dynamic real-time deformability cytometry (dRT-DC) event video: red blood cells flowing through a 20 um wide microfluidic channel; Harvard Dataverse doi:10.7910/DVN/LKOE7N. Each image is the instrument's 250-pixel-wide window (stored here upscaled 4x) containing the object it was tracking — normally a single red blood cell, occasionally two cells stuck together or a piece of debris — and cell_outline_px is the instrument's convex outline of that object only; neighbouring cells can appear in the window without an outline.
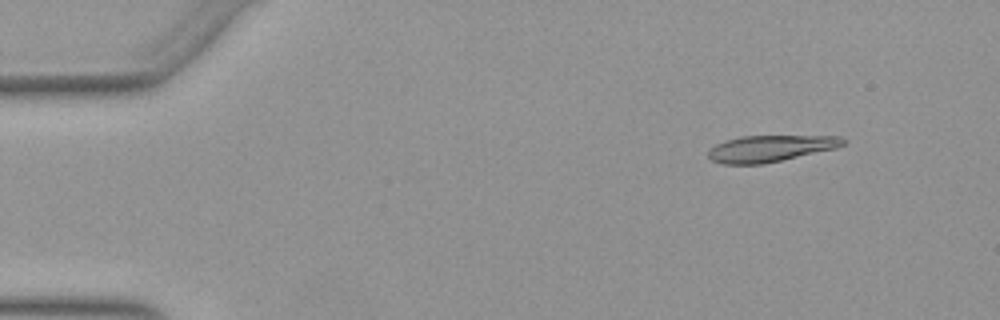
{"species": "Egyptian fruit bat (a non-hibernating species)", "species_latin": "Rousettus aegyptiacus", "temperature_condition": "warm", "stored_images_in_passage": 51, "camera_frame_rate_fps": 3000, "um_per_image_px": 0.085, "animal": {"sex": "female"}, "frame": {"image": 1, "passage_image": 5, "time_ms": 1.333, "image_size_px": [1000, 320], "cell_outline_px": [[848, 140], [844, 144], [836, 148], [780, 160], [760, 164], [724, 164], [712, 160], [708, 156], [708, 148], [724, 140], [740, 136], [840, 136]], "centroid_in_image_um": [65.45, 12.6], "position_along_channel_um": 19.6, "area_um2": 20.69}}
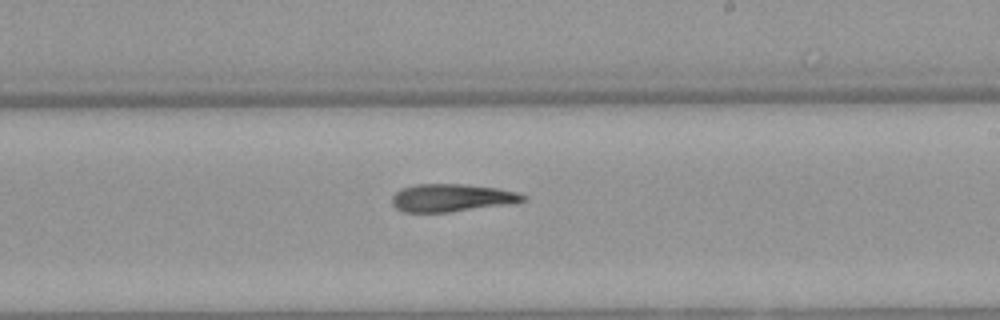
{"frame": {"image": 2, "passage_image": 30, "time_ms": 9.667, "image_size_px": [1000, 320], "cell_outline_px": [[528, 196], [524, 200], [500, 204], [448, 212], [404, 212], [396, 208], [392, 204], [392, 196], [400, 188], [416, 184], [464, 184], [496, 188], [516, 192]], "centroid_in_image_um": [38.29, 16.8], "position_along_channel_um": 250.7, "area_um2": 20.69}}
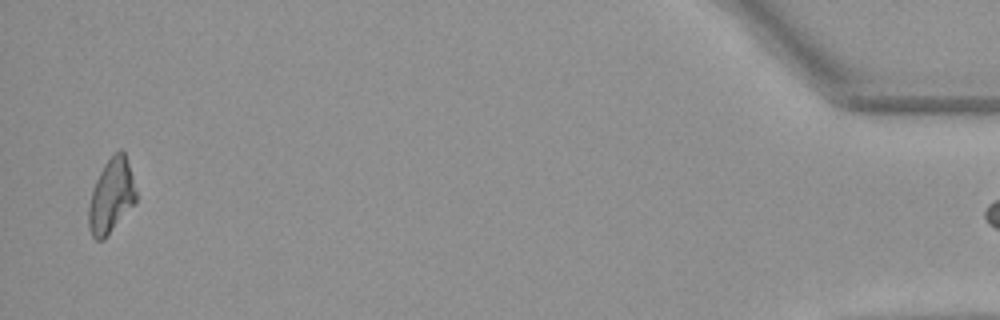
{"frame": {"image": 3, "passage_image": 50, "time_ms": 16.333, "image_size_px": [1000, 320], "cell_outline_px": [[136, 204], [104, 240], [96, 240], [92, 236], [88, 228], [88, 208], [92, 188], [104, 164], [120, 148], [124, 152], [132, 176], [136, 192]], "centroid_in_image_um": [9.45, 16.71], "position_along_channel_um": 425.8, "area_um2": 20.63}}